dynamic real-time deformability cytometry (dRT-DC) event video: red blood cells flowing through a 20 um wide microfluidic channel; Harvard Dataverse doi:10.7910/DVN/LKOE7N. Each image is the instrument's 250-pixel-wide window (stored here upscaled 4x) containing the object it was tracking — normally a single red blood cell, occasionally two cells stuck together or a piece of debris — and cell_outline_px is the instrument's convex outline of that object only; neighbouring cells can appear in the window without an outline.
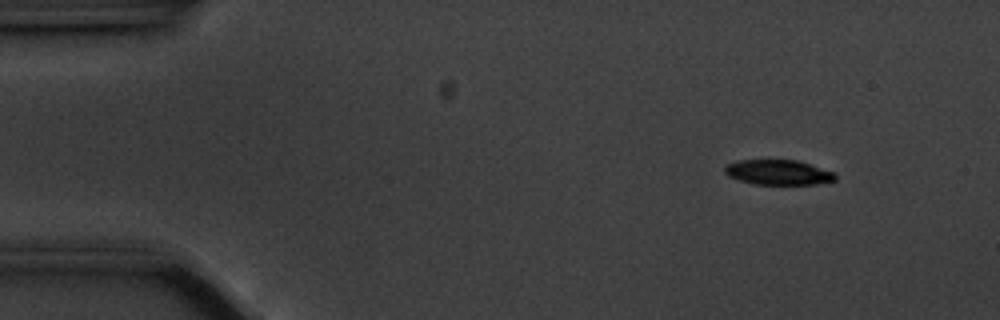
{"species": "common noctule bat (a hibernating species)", "species_latin": "Nyctalus noctula", "temperature_condition": "cold", "stored_images_in_passage": 51, "camera_frame_rate_fps": 3000, "um_per_image_px": 0.085, "animal": {"sex": "male", "body_mass_g": 20.1, "forearm_length_mm": 53.5}, "frame": {"image": 1, "passage_image": 1, "time_ms": 0.0, "image_size_px": [1000, 320], "cell_outline_px": [[836, 180], [816, 184], [756, 184], [740, 180], [728, 176], [724, 172], [724, 168], [728, 164], [736, 160], [796, 160], [836, 172]], "centroid_in_image_um": [66.17, 14.64], "position_along_channel_um": 18.8, "area_um2": 16.07}}
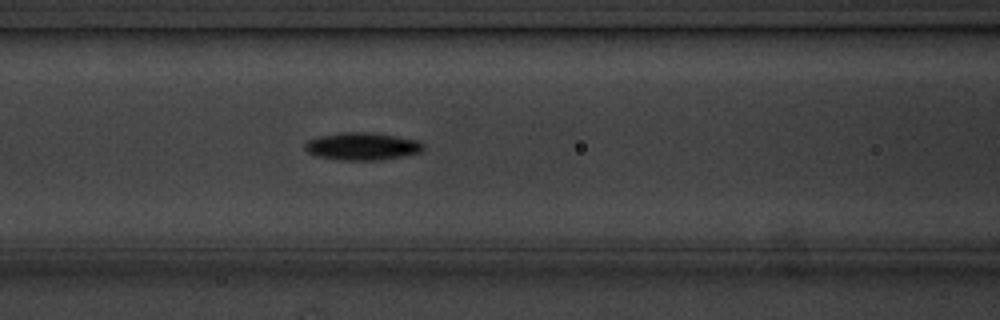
{"frame": {"image": 2, "passage_image": 18, "time_ms": 5.667, "image_size_px": [1000, 320], "cell_outline_px": [[424, 148], [420, 152], [404, 156], [380, 160], [336, 160], [316, 156], [308, 152], [304, 148], [304, 144], [308, 140], [320, 136], [340, 132], [368, 132], [396, 136], [420, 140], [424, 144]], "centroid_in_image_um": [30.79, 12.44], "position_along_channel_um": 135.8, "area_um2": 19.19}}
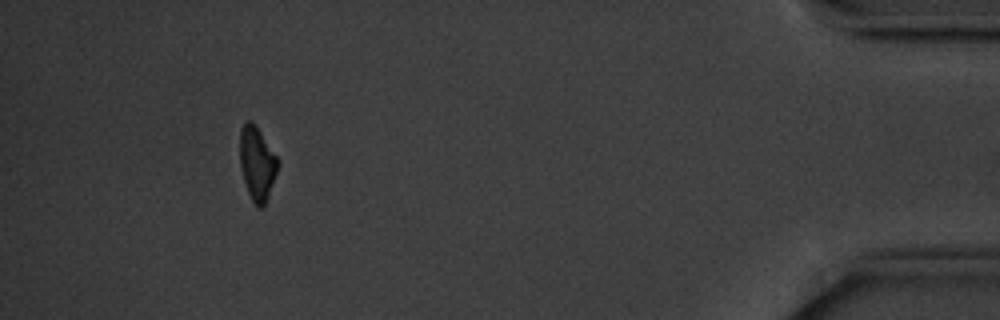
{"frame": {"image": 3, "passage_image": 47, "time_ms": 15.333, "image_size_px": [1000, 320], "cell_outline_px": [[280, 160], [268, 196], [264, 204], [260, 208], [252, 200], [248, 192], [244, 180], [240, 164], [240, 128], [244, 120], [252, 120], [256, 124]], "centroid_in_image_um": [21.84, 13.79], "position_along_channel_um": 413.4, "area_um2": 16.3}, "authors_computed_cell_mechanics": {"area_um2": 17.7446, "velocity_mm_per_s": 3.5343, "shape_relaxation_time_tau1_ms": 4.847, "shape_relaxation_time_tau2_ms": null, "deformation_change_tau1": 0.22, "deformation_change_tau2": null}}